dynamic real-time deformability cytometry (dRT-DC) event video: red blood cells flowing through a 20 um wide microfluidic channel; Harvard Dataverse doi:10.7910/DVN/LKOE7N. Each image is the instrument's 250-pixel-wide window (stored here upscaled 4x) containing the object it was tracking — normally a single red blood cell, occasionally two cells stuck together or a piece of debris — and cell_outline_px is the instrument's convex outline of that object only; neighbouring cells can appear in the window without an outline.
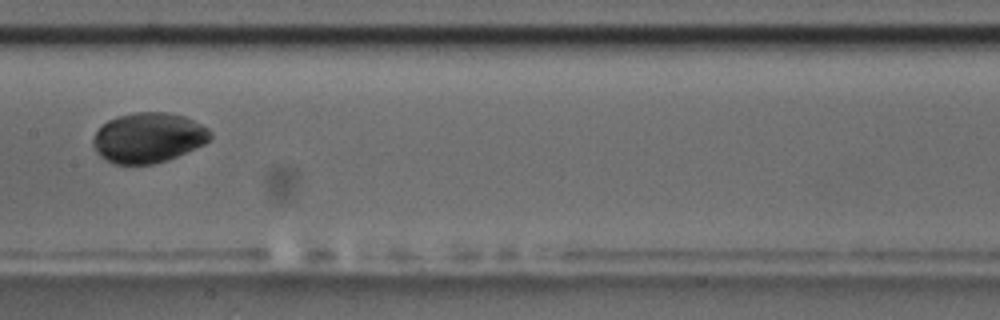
{"species": "common noctule bat (a hibernating species)", "species_latin": "Nyctalus noctula", "temperature_condition": "room temperature", "stored_images_in_passage": 8, "camera_frame_rate_fps": 3000, "um_per_image_px": 0.085, "animal": {"sex": "male", "body_mass_g": 17.5, "forearm_length_mm": 52.3}, "frame": {"image": 1, "passage_image": 8, "time_ms": 9.0, "image_size_px": [1000, 320], "cell_outline_px": [[212, 140], [204, 144], [168, 160], [152, 164], [112, 164], [104, 160], [96, 152], [92, 144], [92, 140], [96, 132], [108, 120], [116, 116], [136, 112], [164, 112], [184, 116], [208, 128], [212, 132]], "centroid_in_image_um": [12.6, 11.71], "position_along_channel_um": 194.8, "area_um2": 34.33}}